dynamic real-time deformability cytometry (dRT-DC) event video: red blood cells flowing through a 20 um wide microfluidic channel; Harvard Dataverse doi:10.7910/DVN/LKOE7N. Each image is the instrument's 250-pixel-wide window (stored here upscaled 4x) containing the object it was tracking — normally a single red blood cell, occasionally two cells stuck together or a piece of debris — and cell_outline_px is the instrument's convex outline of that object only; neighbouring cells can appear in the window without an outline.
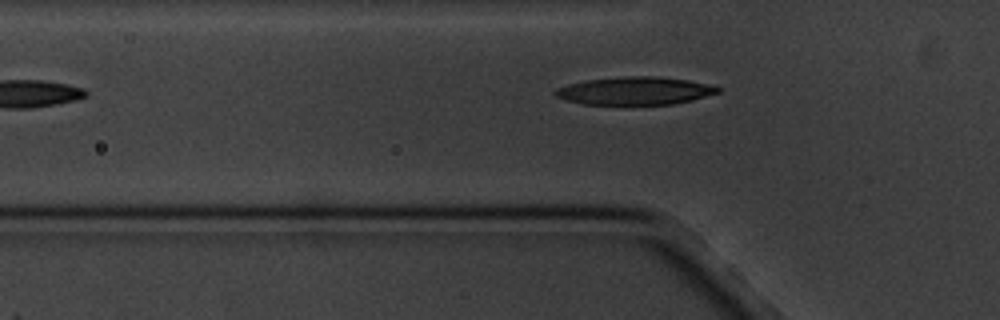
{"species": "common noctule bat (a hibernating species)", "species_latin": "Nyctalus noctula", "temperature_condition": "cold", "stored_images_in_passage": 2, "camera_frame_rate_fps": 3000, "um_per_image_px": 0.085, "animal": {"sex": "male", "body_mass_g": 20.1, "forearm_length_mm": 53.5}, "frame": {"image": 1, "passage_image": 2, "time_ms": 1.333, "image_size_px": [1000, 320], "cell_outline_px": [[720, 92], [692, 100], [672, 104], [584, 104], [564, 100], [556, 96], [552, 92], [556, 88], [568, 84], [584, 80], [624, 76], [656, 76], [688, 80], [720, 88]], "centroid_in_image_um": [53.9, 7.71], "position_along_channel_um": 71.9, "area_um2": 26.3}}